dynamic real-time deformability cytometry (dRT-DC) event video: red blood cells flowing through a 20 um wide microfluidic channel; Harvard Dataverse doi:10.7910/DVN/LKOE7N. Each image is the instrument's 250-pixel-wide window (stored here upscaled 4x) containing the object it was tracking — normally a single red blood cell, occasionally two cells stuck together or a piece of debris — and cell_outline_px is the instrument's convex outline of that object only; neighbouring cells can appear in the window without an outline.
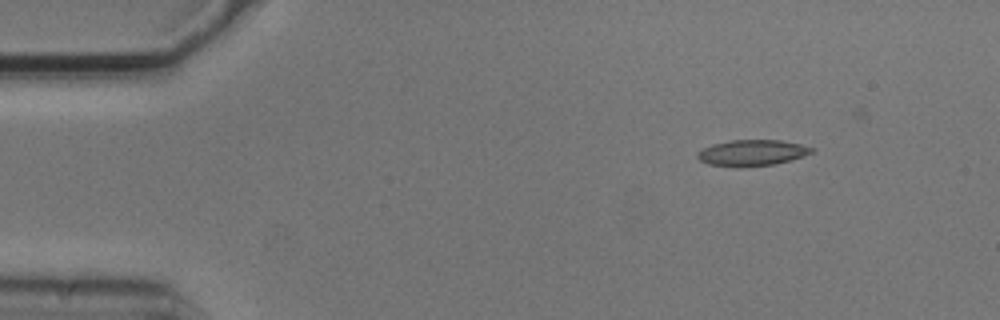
{"species": "common noctule bat (a hibernating species)", "species_latin": "Nyctalus noctula", "temperature_condition": "cold", "stored_images_in_passage": 6, "camera_frame_rate_fps": 3000, "um_per_image_px": 0.085, "animal": {"sex": "male", "body_mass_g": 20.5, "forearm_length_mm": 52.5}, "frame": {"image": 1, "passage_image": 1, "time_ms": 0.0, "image_size_px": [1000, 320], "cell_outline_px": [[816, 148], [812, 152], [804, 156], [772, 164], [744, 168], [736, 168], [708, 164], [700, 160], [696, 156], [696, 152], [712, 144], [732, 140], [780, 140], [800, 144]], "centroid_in_image_um": [63.89, 13.0], "position_along_channel_um": 21.1, "area_um2": 17.46}}
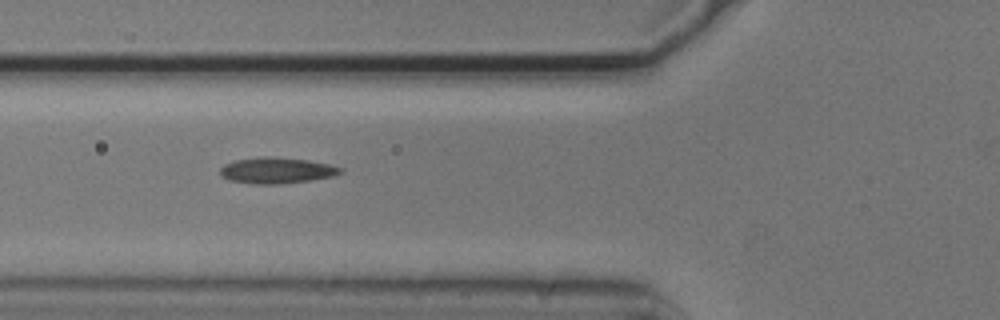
{"frame": {"image": 2, "passage_image": 4, "time_ms": 1.0, "image_size_px": [1000, 320], "cell_outline_px": [[344, 172], [336, 176], [308, 180], [276, 184], [252, 184], [228, 180], [220, 176], [220, 168], [224, 164], [236, 160], [260, 156], [272, 156], [308, 160], [328, 164], [344, 168]], "centroid_in_image_um": [23.51, 14.48], "position_along_channel_um": 102.3, "area_um2": 18.44}}
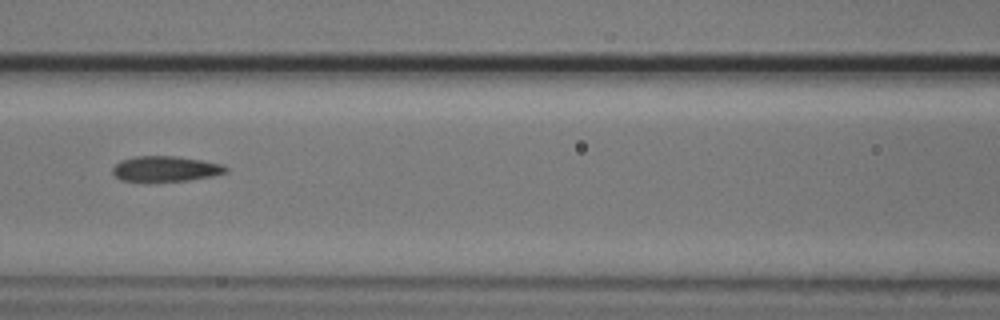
{"frame": {"image": 3, "passage_image": 5, "time_ms": 1.333, "image_size_px": [1000, 320], "cell_outline_px": [[228, 172], [212, 176], [188, 180], [148, 184], [120, 180], [112, 172], [112, 168], [120, 160], [136, 156], [176, 156], [200, 160], [220, 164], [228, 168]], "centroid_in_image_um": [14.0, 14.39], "position_along_channel_um": 152.6, "area_um2": 17.34}}